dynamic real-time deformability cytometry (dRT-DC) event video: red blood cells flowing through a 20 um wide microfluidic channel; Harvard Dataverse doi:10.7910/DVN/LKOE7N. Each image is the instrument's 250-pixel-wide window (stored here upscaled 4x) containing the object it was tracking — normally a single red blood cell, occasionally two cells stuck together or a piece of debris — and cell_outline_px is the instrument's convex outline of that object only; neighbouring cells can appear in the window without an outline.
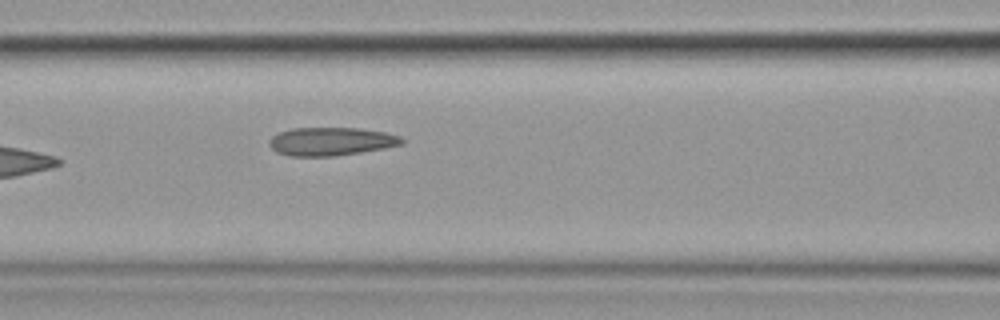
{"species": "common noctule bat (a hibernating species)", "species_latin": "Nyctalus noctula", "temperature_condition": "cold", "stored_images_in_passage": 3, "camera_frame_rate_fps": 3000, "um_per_image_px": 0.085, "animal": {"sex": "female", "body_mass_g": 19.9}, "frame": {"image": 1, "passage_image": 3, "time_ms": 2.667, "image_size_px": [1000, 320], "cell_outline_px": [[404, 144], [384, 148], [360, 152], [332, 156], [288, 156], [276, 152], [268, 144], [268, 140], [272, 136], [280, 132], [292, 128], [356, 128], [384, 132], [400, 136], [404, 140]], "centroid_in_image_um": [28.11, 12.02], "position_along_channel_um": 138.5, "area_um2": 21.79}}